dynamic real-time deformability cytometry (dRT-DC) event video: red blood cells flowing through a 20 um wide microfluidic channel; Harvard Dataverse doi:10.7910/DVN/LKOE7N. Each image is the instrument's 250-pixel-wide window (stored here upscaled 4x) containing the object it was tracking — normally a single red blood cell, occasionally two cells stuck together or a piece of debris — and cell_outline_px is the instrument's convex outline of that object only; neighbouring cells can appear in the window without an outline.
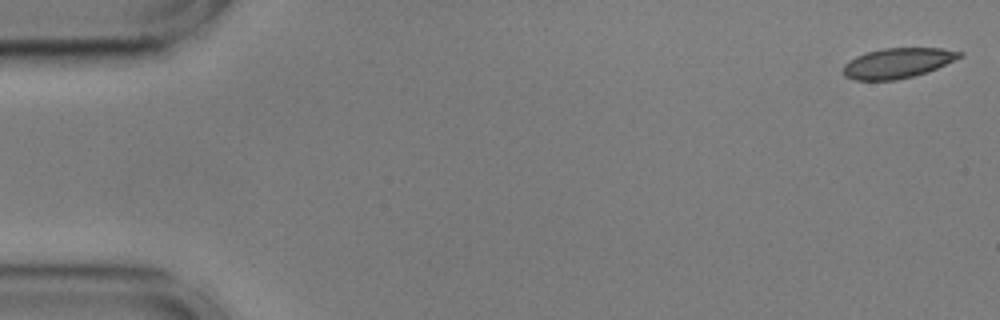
{"species": "common noctule bat (a hibernating species)", "species_latin": "Nyctalus noctula", "temperature_condition": "cold", "stored_images_in_passage": 53, "camera_frame_rate_fps": 3000, "um_per_image_px": 0.085, "animal": {"sex": "male", "body_mass_g": 17.9, "forearm_length_mm": 54.2}, "frame": {"image": 1, "passage_image": 1, "time_ms": 0.0, "image_size_px": [1000, 320], "cell_outline_px": [[964, 56], [928, 72], [896, 80], [856, 80], [844, 76], [844, 64], [848, 60], [864, 52], [884, 48], [940, 48], [964, 52]], "centroid_in_image_um": [76.3, 5.35], "position_along_channel_um": 8.7, "area_um2": 20.52}}
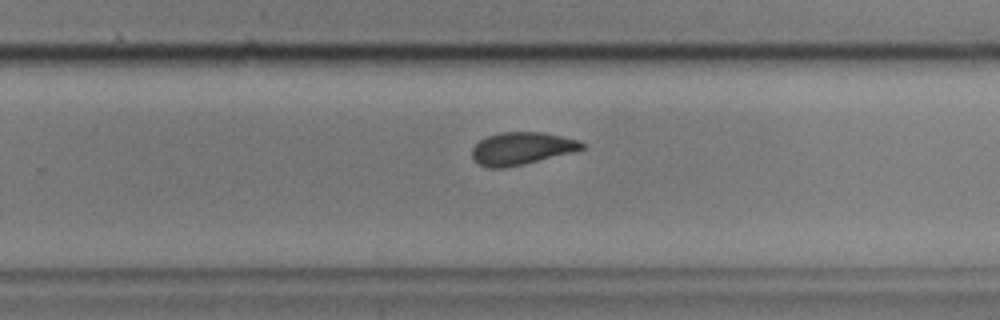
{"frame": {"image": 2, "passage_image": 35, "time_ms": 11.333, "image_size_px": [1000, 320], "cell_outline_px": [[584, 148], [572, 152], [524, 164], [504, 168], [488, 168], [472, 160], [472, 148], [480, 140], [488, 136], [500, 132], [544, 132], [580, 140], [584, 144]], "centroid_in_image_um": [44.32, 12.62], "position_along_channel_um": 285.5, "area_um2": 20.81}}
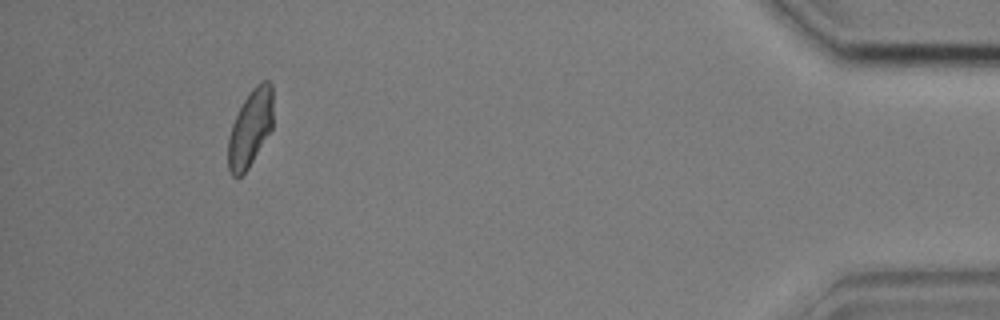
{"frame": {"image": 3, "passage_image": 51, "time_ms": 16.667, "image_size_px": [1000, 320], "cell_outline_px": [[272, 128], [248, 168], [240, 176], [232, 176], [228, 168], [228, 136], [232, 124], [248, 92], [260, 80], [268, 80], [272, 84]], "centroid_in_image_um": [21.27, 10.86], "position_along_channel_um": 413.9, "area_um2": 20.06}, "authors_computed_cell_mechanics": {"area_um2": 21.1548, "velocity_mm_per_s": 3.5989, "shape_relaxation_time_tau1_ms": 10.4158, "shape_relaxation_time_tau2_ms": 1.856, "deformation_change_tau1": 0.1846, "deformation_change_tau2": 0.069}}